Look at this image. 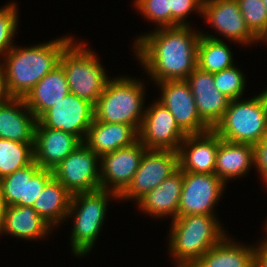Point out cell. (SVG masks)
Wrapping results in <instances>:
<instances>
[{
  "label": "cell",
  "mask_w": 267,
  "mask_h": 267,
  "mask_svg": "<svg viewBox=\"0 0 267 267\" xmlns=\"http://www.w3.org/2000/svg\"><path fill=\"white\" fill-rule=\"evenodd\" d=\"M189 25L157 28L138 37L135 53L156 83L185 80L197 67V48L201 33Z\"/></svg>",
  "instance_id": "6da1fadb"
},
{
  "label": "cell",
  "mask_w": 267,
  "mask_h": 267,
  "mask_svg": "<svg viewBox=\"0 0 267 267\" xmlns=\"http://www.w3.org/2000/svg\"><path fill=\"white\" fill-rule=\"evenodd\" d=\"M73 37H62L32 47H12L4 56V82L9 97L24 98L51 70L59 65L60 57Z\"/></svg>",
  "instance_id": "7a4b0ae2"
},
{
  "label": "cell",
  "mask_w": 267,
  "mask_h": 267,
  "mask_svg": "<svg viewBox=\"0 0 267 267\" xmlns=\"http://www.w3.org/2000/svg\"><path fill=\"white\" fill-rule=\"evenodd\" d=\"M216 219L214 215L194 214L172 221L169 250L176 265L197 262L226 235Z\"/></svg>",
  "instance_id": "3957f363"
},
{
  "label": "cell",
  "mask_w": 267,
  "mask_h": 267,
  "mask_svg": "<svg viewBox=\"0 0 267 267\" xmlns=\"http://www.w3.org/2000/svg\"><path fill=\"white\" fill-rule=\"evenodd\" d=\"M143 86L131 77L110 79L94 104V120L129 124L139 132L145 114Z\"/></svg>",
  "instance_id": "277c9868"
},
{
  "label": "cell",
  "mask_w": 267,
  "mask_h": 267,
  "mask_svg": "<svg viewBox=\"0 0 267 267\" xmlns=\"http://www.w3.org/2000/svg\"><path fill=\"white\" fill-rule=\"evenodd\" d=\"M221 139L256 144L267 135V89L249 100H231L212 129Z\"/></svg>",
  "instance_id": "5b68a950"
},
{
  "label": "cell",
  "mask_w": 267,
  "mask_h": 267,
  "mask_svg": "<svg viewBox=\"0 0 267 267\" xmlns=\"http://www.w3.org/2000/svg\"><path fill=\"white\" fill-rule=\"evenodd\" d=\"M72 40L61 54L59 64L63 67L70 93L95 104L110 80L96 54Z\"/></svg>",
  "instance_id": "8992f818"
},
{
  "label": "cell",
  "mask_w": 267,
  "mask_h": 267,
  "mask_svg": "<svg viewBox=\"0 0 267 267\" xmlns=\"http://www.w3.org/2000/svg\"><path fill=\"white\" fill-rule=\"evenodd\" d=\"M111 195L119 198L116 193L102 189L72 195L67 217L75 215L71 246L76 256H84L92 249L102 230L107 201Z\"/></svg>",
  "instance_id": "52a82bcc"
},
{
  "label": "cell",
  "mask_w": 267,
  "mask_h": 267,
  "mask_svg": "<svg viewBox=\"0 0 267 267\" xmlns=\"http://www.w3.org/2000/svg\"><path fill=\"white\" fill-rule=\"evenodd\" d=\"M98 160L100 157L82 143L52 170L53 176L72 195L99 190L101 181Z\"/></svg>",
  "instance_id": "ba28073f"
},
{
  "label": "cell",
  "mask_w": 267,
  "mask_h": 267,
  "mask_svg": "<svg viewBox=\"0 0 267 267\" xmlns=\"http://www.w3.org/2000/svg\"><path fill=\"white\" fill-rule=\"evenodd\" d=\"M178 168L177 151L147 149L129 186L119 195L118 199L134 198L138 202Z\"/></svg>",
  "instance_id": "9c48e42d"
},
{
  "label": "cell",
  "mask_w": 267,
  "mask_h": 267,
  "mask_svg": "<svg viewBox=\"0 0 267 267\" xmlns=\"http://www.w3.org/2000/svg\"><path fill=\"white\" fill-rule=\"evenodd\" d=\"M37 121L46 128L70 133L84 143L94 121V104L69 93L47 109Z\"/></svg>",
  "instance_id": "30bf717a"
},
{
  "label": "cell",
  "mask_w": 267,
  "mask_h": 267,
  "mask_svg": "<svg viewBox=\"0 0 267 267\" xmlns=\"http://www.w3.org/2000/svg\"><path fill=\"white\" fill-rule=\"evenodd\" d=\"M162 103L173 115L176 124L186 134H202L212 128L200 117L194 96L186 80H166L158 82Z\"/></svg>",
  "instance_id": "8fae6325"
},
{
  "label": "cell",
  "mask_w": 267,
  "mask_h": 267,
  "mask_svg": "<svg viewBox=\"0 0 267 267\" xmlns=\"http://www.w3.org/2000/svg\"><path fill=\"white\" fill-rule=\"evenodd\" d=\"M225 183L214 173L200 174L183 172V185L178 207V216L194 214L214 215Z\"/></svg>",
  "instance_id": "7c38bea8"
},
{
  "label": "cell",
  "mask_w": 267,
  "mask_h": 267,
  "mask_svg": "<svg viewBox=\"0 0 267 267\" xmlns=\"http://www.w3.org/2000/svg\"><path fill=\"white\" fill-rule=\"evenodd\" d=\"M144 113L139 141L147 149L178 151L186 134L176 124L171 112L157 101Z\"/></svg>",
  "instance_id": "4fadbf2b"
},
{
  "label": "cell",
  "mask_w": 267,
  "mask_h": 267,
  "mask_svg": "<svg viewBox=\"0 0 267 267\" xmlns=\"http://www.w3.org/2000/svg\"><path fill=\"white\" fill-rule=\"evenodd\" d=\"M146 150L138 140L133 145L103 155L99 163L101 189L119 196L129 186Z\"/></svg>",
  "instance_id": "5bb4252c"
},
{
  "label": "cell",
  "mask_w": 267,
  "mask_h": 267,
  "mask_svg": "<svg viewBox=\"0 0 267 267\" xmlns=\"http://www.w3.org/2000/svg\"><path fill=\"white\" fill-rule=\"evenodd\" d=\"M53 171L41 168L35 161L0 179V188L7 206L32 207Z\"/></svg>",
  "instance_id": "9a60e30c"
},
{
  "label": "cell",
  "mask_w": 267,
  "mask_h": 267,
  "mask_svg": "<svg viewBox=\"0 0 267 267\" xmlns=\"http://www.w3.org/2000/svg\"><path fill=\"white\" fill-rule=\"evenodd\" d=\"M201 15L233 42H256L257 37L249 30L236 0H203Z\"/></svg>",
  "instance_id": "2e32d148"
},
{
  "label": "cell",
  "mask_w": 267,
  "mask_h": 267,
  "mask_svg": "<svg viewBox=\"0 0 267 267\" xmlns=\"http://www.w3.org/2000/svg\"><path fill=\"white\" fill-rule=\"evenodd\" d=\"M220 137L213 131L186 135L178 149V164L183 172L211 174L215 170Z\"/></svg>",
  "instance_id": "e0dca14e"
},
{
  "label": "cell",
  "mask_w": 267,
  "mask_h": 267,
  "mask_svg": "<svg viewBox=\"0 0 267 267\" xmlns=\"http://www.w3.org/2000/svg\"><path fill=\"white\" fill-rule=\"evenodd\" d=\"M185 80L192 91L200 117L213 129L222 119L231 100L215 88L212 73L196 67Z\"/></svg>",
  "instance_id": "ac0fdd59"
},
{
  "label": "cell",
  "mask_w": 267,
  "mask_h": 267,
  "mask_svg": "<svg viewBox=\"0 0 267 267\" xmlns=\"http://www.w3.org/2000/svg\"><path fill=\"white\" fill-rule=\"evenodd\" d=\"M82 142L74 135L50 129L38 121L34 138V161L44 169L54 170Z\"/></svg>",
  "instance_id": "d6986e66"
},
{
  "label": "cell",
  "mask_w": 267,
  "mask_h": 267,
  "mask_svg": "<svg viewBox=\"0 0 267 267\" xmlns=\"http://www.w3.org/2000/svg\"><path fill=\"white\" fill-rule=\"evenodd\" d=\"M36 124L37 118L24 98L9 97L0 103V138L34 142Z\"/></svg>",
  "instance_id": "ffe728a7"
},
{
  "label": "cell",
  "mask_w": 267,
  "mask_h": 267,
  "mask_svg": "<svg viewBox=\"0 0 267 267\" xmlns=\"http://www.w3.org/2000/svg\"><path fill=\"white\" fill-rule=\"evenodd\" d=\"M139 140V132L129 124L107 123L94 120L84 142L100 158Z\"/></svg>",
  "instance_id": "44dd1931"
},
{
  "label": "cell",
  "mask_w": 267,
  "mask_h": 267,
  "mask_svg": "<svg viewBox=\"0 0 267 267\" xmlns=\"http://www.w3.org/2000/svg\"><path fill=\"white\" fill-rule=\"evenodd\" d=\"M183 185V171L178 168L172 175L167 177L155 189L148 192L137 203L141 210L150 216L163 217L173 216L172 221L178 216V207Z\"/></svg>",
  "instance_id": "7402d4cb"
},
{
  "label": "cell",
  "mask_w": 267,
  "mask_h": 267,
  "mask_svg": "<svg viewBox=\"0 0 267 267\" xmlns=\"http://www.w3.org/2000/svg\"><path fill=\"white\" fill-rule=\"evenodd\" d=\"M69 93L65 71L59 64L26 94L24 100L27 107L38 119L47 109Z\"/></svg>",
  "instance_id": "603a6c76"
},
{
  "label": "cell",
  "mask_w": 267,
  "mask_h": 267,
  "mask_svg": "<svg viewBox=\"0 0 267 267\" xmlns=\"http://www.w3.org/2000/svg\"><path fill=\"white\" fill-rule=\"evenodd\" d=\"M252 164H254L252 144L233 143L220 138L214 174L225 184L226 180L246 174Z\"/></svg>",
  "instance_id": "cb8c5ba5"
},
{
  "label": "cell",
  "mask_w": 267,
  "mask_h": 267,
  "mask_svg": "<svg viewBox=\"0 0 267 267\" xmlns=\"http://www.w3.org/2000/svg\"><path fill=\"white\" fill-rule=\"evenodd\" d=\"M52 227L30 206H7L1 233L22 239L47 236Z\"/></svg>",
  "instance_id": "d4e9b609"
},
{
  "label": "cell",
  "mask_w": 267,
  "mask_h": 267,
  "mask_svg": "<svg viewBox=\"0 0 267 267\" xmlns=\"http://www.w3.org/2000/svg\"><path fill=\"white\" fill-rule=\"evenodd\" d=\"M255 250V246H240L225 235L197 263L201 267H254Z\"/></svg>",
  "instance_id": "484cf974"
},
{
  "label": "cell",
  "mask_w": 267,
  "mask_h": 267,
  "mask_svg": "<svg viewBox=\"0 0 267 267\" xmlns=\"http://www.w3.org/2000/svg\"><path fill=\"white\" fill-rule=\"evenodd\" d=\"M72 194L53 176L43 188L32 208L51 227L67 218Z\"/></svg>",
  "instance_id": "4316f807"
},
{
  "label": "cell",
  "mask_w": 267,
  "mask_h": 267,
  "mask_svg": "<svg viewBox=\"0 0 267 267\" xmlns=\"http://www.w3.org/2000/svg\"><path fill=\"white\" fill-rule=\"evenodd\" d=\"M233 65L229 46L222 39L201 33L197 48V67L214 74Z\"/></svg>",
  "instance_id": "83f0119b"
},
{
  "label": "cell",
  "mask_w": 267,
  "mask_h": 267,
  "mask_svg": "<svg viewBox=\"0 0 267 267\" xmlns=\"http://www.w3.org/2000/svg\"><path fill=\"white\" fill-rule=\"evenodd\" d=\"M34 142H18L0 138V179L34 161Z\"/></svg>",
  "instance_id": "f1b7e54d"
},
{
  "label": "cell",
  "mask_w": 267,
  "mask_h": 267,
  "mask_svg": "<svg viewBox=\"0 0 267 267\" xmlns=\"http://www.w3.org/2000/svg\"><path fill=\"white\" fill-rule=\"evenodd\" d=\"M215 88L230 100L240 99L245 87V77L234 65L213 74Z\"/></svg>",
  "instance_id": "f546056e"
},
{
  "label": "cell",
  "mask_w": 267,
  "mask_h": 267,
  "mask_svg": "<svg viewBox=\"0 0 267 267\" xmlns=\"http://www.w3.org/2000/svg\"><path fill=\"white\" fill-rule=\"evenodd\" d=\"M249 30L257 37L267 26V9L263 0H236Z\"/></svg>",
  "instance_id": "4dcf8cb0"
},
{
  "label": "cell",
  "mask_w": 267,
  "mask_h": 267,
  "mask_svg": "<svg viewBox=\"0 0 267 267\" xmlns=\"http://www.w3.org/2000/svg\"><path fill=\"white\" fill-rule=\"evenodd\" d=\"M15 3L0 9V55L13 47V37L18 26V14Z\"/></svg>",
  "instance_id": "1f68e13d"
},
{
  "label": "cell",
  "mask_w": 267,
  "mask_h": 267,
  "mask_svg": "<svg viewBox=\"0 0 267 267\" xmlns=\"http://www.w3.org/2000/svg\"><path fill=\"white\" fill-rule=\"evenodd\" d=\"M135 6L159 28L170 27V0H136Z\"/></svg>",
  "instance_id": "d6a6232c"
},
{
  "label": "cell",
  "mask_w": 267,
  "mask_h": 267,
  "mask_svg": "<svg viewBox=\"0 0 267 267\" xmlns=\"http://www.w3.org/2000/svg\"><path fill=\"white\" fill-rule=\"evenodd\" d=\"M202 5L203 0H170V27L189 25L185 18L192 10L202 13Z\"/></svg>",
  "instance_id": "836d02e7"
},
{
  "label": "cell",
  "mask_w": 267,
  "mask_h": 267,
  "mask_svg": "<svg viewBox=\"0 0 267 267\" xmlns=\"http://www.w3.org/2000/svg\"><path fill=\"white\" fill-rule=\"evenodd\" d=\"M254 166L258 168L263 181L267 183V135L258 143L253 145Z\"/></svg>",
  "instance_id": "e575fe53"
},
{
  "label": "cell",
  "mask_w": 267,
  "mask_h": 267,
  "mask_svg": "<svg viewBox=\"0 0 267 267\" xmlns=\"http://www.w3.org/2000/svg\"><path fill=\"white\" fill-rule=\"evenodd\" d=\"M254 267H267V239L256 245Z\"/></svg>",
  "instance_id": "d590c367"
},
{
  "label": "cell",
  "mask_w": 267,
  "mask_h": 267,
  "mask_svg": "<svg viewBox=\"0 0 267 267\" xmlns=\"http://www.w3.org/2000/svg\"><path fill=\"white\" fill-rule=\"evenodd\" d=\"M9 98L5 88L4 73L2 65L0 64V103L6 101Z\"/></svg>",
  "instance_id": "8d00e7d4"
},
{
  "label": "cell",
  "mask_w": 267,
  "mask_h": 267,
  "mask_svg": "<svg viewBox=\"0 0 267 267\" xmlns=\"http://www.w3.org/2000/svg\"><path fill=\"white\" fill-rule=\"evenodd\" d=\"M6 207H7V205L5 203V200H4V197L2 195L1 188H0V233H1V230H2V227H3L4 215H5Z\"/></svg>",
  "instance_id": "74e56055"
},
{
  "label": "cell",
  "mask_w": 267,
  "mask_h": 267,
  "mask_svg": "<svg viewBox=\"0 0 267 267\" xmlns=\"http://www.w3.org/2000/svg\"><path fill=\"white\" fill-rule=\"evenodd\" d=\"M264 40V42H267V26L264 28V30L257 36L256 41Z\"/></svg>",
  "instance_id": "f35d334b"
},
{
  "label": "cell",
  "mask_w": 267,
  "mask_h": 267,
  "mask_svg": "<svg viewBox=\"0 0 267 267\" xmlns=\"http://www.w3.org/2000/svg\"><path fill=\"white\" fill-rule=\"evenodd\" d=\"M177 267H201L197 262L194 263H182L176 265Z\"/></svg>",
  "instance_id": "ab89813d"
},
{
  "label": "cell",
  "mask_w": 267,
  "mask_h": 267,
  "mask_svg": "<svg viewBox=\"0 0 267 267\" xmlns=\"http://www.w3.org/2000/svg\"><path fill=\"white\" fill-rule=\"evenodd\" d=\"M263 3L265 4V7L267 9V0H263Z\"/></svg>",
  "instance_id": "60d3db41"
}]
</instances>
